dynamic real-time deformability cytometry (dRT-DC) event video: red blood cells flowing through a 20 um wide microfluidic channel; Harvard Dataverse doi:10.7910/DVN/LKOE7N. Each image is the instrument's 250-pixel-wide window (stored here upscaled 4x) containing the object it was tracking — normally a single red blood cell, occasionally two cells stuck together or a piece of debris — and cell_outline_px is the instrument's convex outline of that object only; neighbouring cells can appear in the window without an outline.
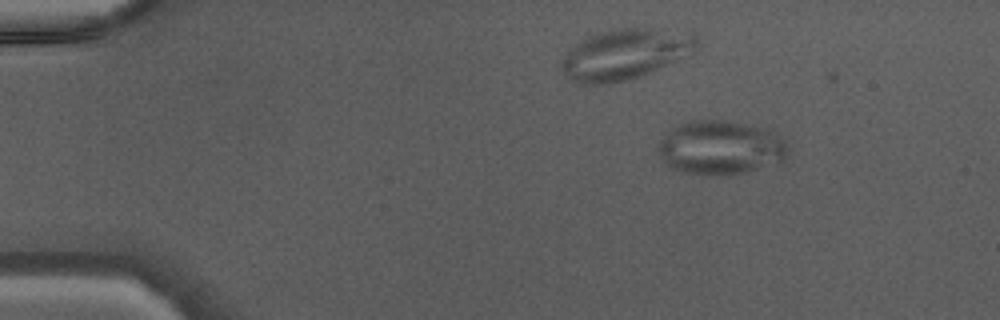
{"species": "Egyptian fruit bat (a non-hibernating species)", "species_latin": "Rousettus aegyptiacus", "temperature_condition": "warm", "stored_images_in_passage": 40, "camera_frame_rate_fps": 3000, "um_per_image_px": 0.085, "animal": {"sex": "male"}, "frame": {"image": 1, "passage_image": 1, "time_ms": 0.0, "image_size_px": [1000, 320], "cell_outline_px": [[788, 148], [784, 156], [780, 160], [744, 172], [728, 176], [700, 176], [680, 172], [668, 168], [656, 148], [656, 144], [672, 128], [688, 120], [724, 120], [764, 128], [784, 136], [788, 144]], "centroid_in_image_um": [61.18, 12.56], "position_along_channel_um": 23.8, "area_um2": 41.21}}
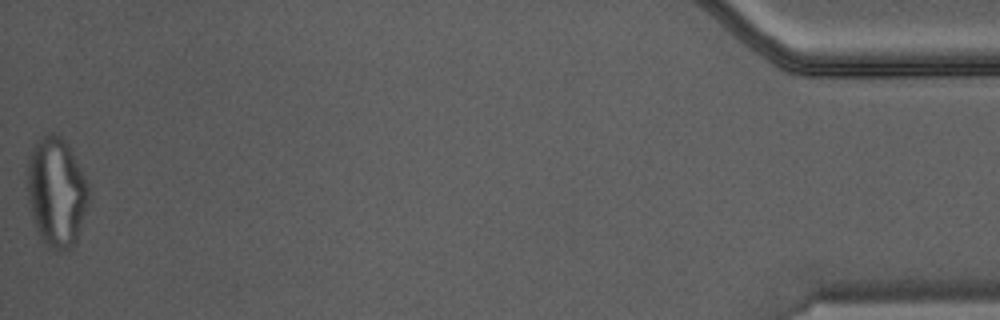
{"frame": {"image": 2, "passage_image": 40, "time_ms": 13.0, "image_size_px": [1000, 320], "cell_outline_px": [[88, 200], [76, 240], [64, 252], [48, 248], [40, 236], [36, 228], [28, 200], [28, 156], [36, 144], [48, 132], [52, 132], [60, 136], [64, 140], [80, 168], [88, 184]], "centroid_in_image_um": [4.78, 16.34], "position_along_channel_um": 430.4, "area_um2": 38.21}}